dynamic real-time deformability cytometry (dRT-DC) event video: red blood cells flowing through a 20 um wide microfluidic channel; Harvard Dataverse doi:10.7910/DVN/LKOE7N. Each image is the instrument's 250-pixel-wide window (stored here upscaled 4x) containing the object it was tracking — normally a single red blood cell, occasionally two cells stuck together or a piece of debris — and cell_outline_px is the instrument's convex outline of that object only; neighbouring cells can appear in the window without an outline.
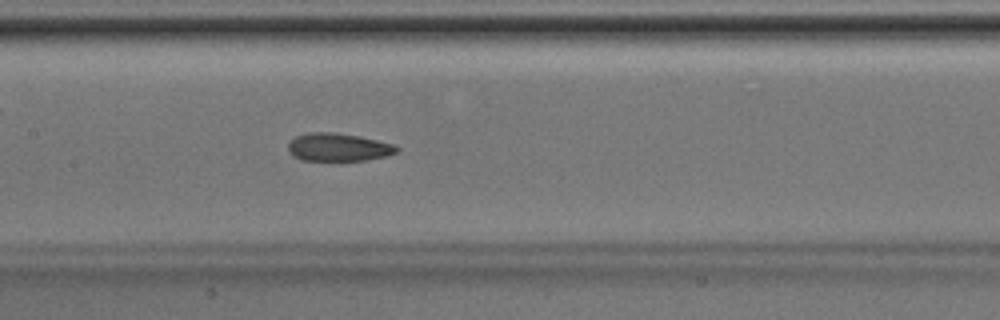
{"species": "Egyptian fruit bat (a non-hibernating species)", "species_latin": "Rousettus aegyptiacus", "temperature_condition": "room temperature", "stored_images_in_passage": 42, "camera_frame_rate_fps": 3000, "um_per_image_px": 0.085, "animal": {"sex": "male"}, "frame": {"image": 1, "passage_image": 19, "time_ms": 6.0, "image_size_px": [1000, 320], "cell_outline_px": [[400, 148], [396, 152], [384, 156], [364, 160], [300, 160], [292, 156], [288, 152], [288, 144], [296, 136], [308, 132], [336, 132], [360, 136], [392, 144]], "centroid_in_image_um": [28.7, 12.5], "position_along_channel_um": 178.7, "area_um2": 17.63}}